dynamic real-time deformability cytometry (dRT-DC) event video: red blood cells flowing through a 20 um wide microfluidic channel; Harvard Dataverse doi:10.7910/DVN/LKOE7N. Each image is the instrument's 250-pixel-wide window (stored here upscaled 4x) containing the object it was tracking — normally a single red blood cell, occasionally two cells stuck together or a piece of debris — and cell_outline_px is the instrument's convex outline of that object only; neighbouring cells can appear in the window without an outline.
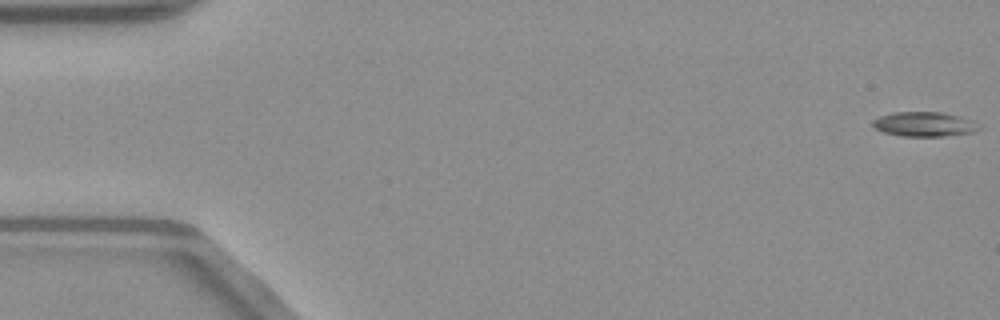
{"species": "common noctule bat (a hibernating species)", "species_latin": "Nyctalus noctula", "temperature_condition": "warm", "stored_images_in_passage": 51, "camera_frame_rate_fps": 3000, "um_per_image_px": 0.085, "animal": {"sex": "male", "body_mass_g": 23.1, "forearm_length_mm": 52.7}, "frame": {"image": 1, "passage_image": 1, "time_ms": 0.0, "image_size_px": [1000, 320], "cell_outline_px": [[984, 128], [972, 132], [944, 136], [904, 136], [884, 132], [876, 128], [872, 124], [872, 120], [880, 116], [892, 112], [940, 112], [960, 116]], "centroid_in_image_um": [78.55, 10.55], "position_along_channel_um": 6.5, "area_um2": 15.03}}
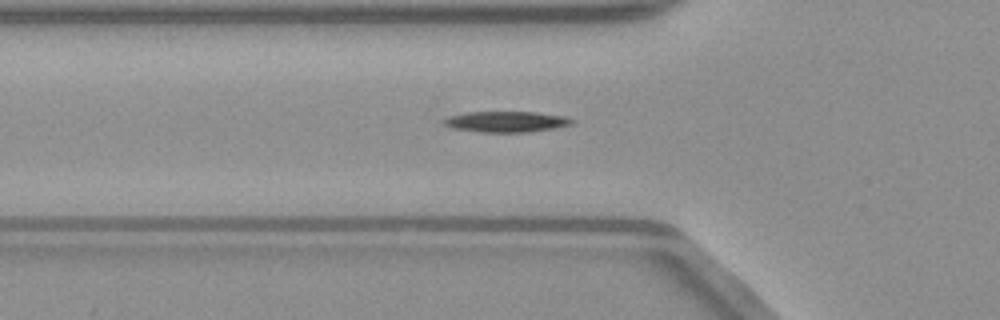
{"frame": {"image": 2, "passage_image": 18, "time_ms": 5.667, "image_size_px": [1000, 320], "cell_outline_px": [[576, 120], [572, 124], [552, 128], [528, 132], [480, 132], [452, 128], [444, 124], [440, 120], [448, 116], [464, 112], [536, 112], [564, 116]], "centroid_in_image_um": [42.98, 10.34], "position_along_channel_um": 82.8, "area_um2": 15.61}}
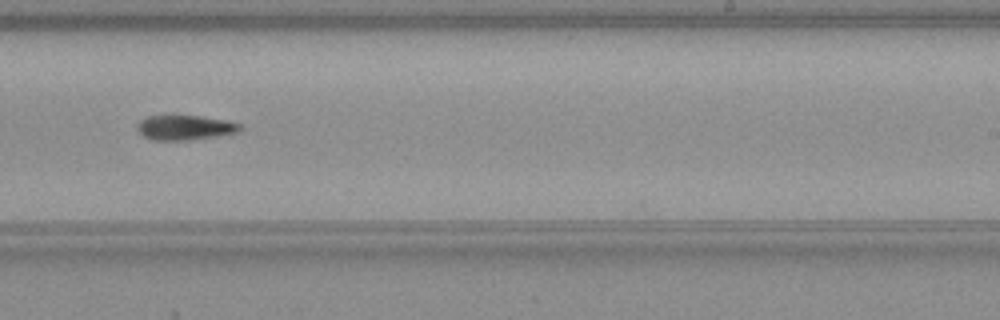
{"frame": {"image": 3, "passage_image": 32, "time_ms": 10.333, "image_size_px": [1000, 320], "cell_outline_px": [[244, 128], [236, 132], [216, 136], [192, 140], [152, 140], [144, 136], [136, 128], [136, 124], [140, 120], [148, 116], [200, 116], [224, 120], [240, 124]], "centroid_in_image_um": [15.7, 10.85], "position_along_channel_um": 273.3, "area_um2": 14.74}, "authors_computed_cell_mechanics": {"area_um2": 15.028, "velocity_mm_per_s": 4.0575, "shape_relaxation_time_tau1_ms": 4.3653, "shape_relaxation_time_tau2_ms": null, "deformation_change_tau1": 0.1647, "deformation_change_tau2": null}}